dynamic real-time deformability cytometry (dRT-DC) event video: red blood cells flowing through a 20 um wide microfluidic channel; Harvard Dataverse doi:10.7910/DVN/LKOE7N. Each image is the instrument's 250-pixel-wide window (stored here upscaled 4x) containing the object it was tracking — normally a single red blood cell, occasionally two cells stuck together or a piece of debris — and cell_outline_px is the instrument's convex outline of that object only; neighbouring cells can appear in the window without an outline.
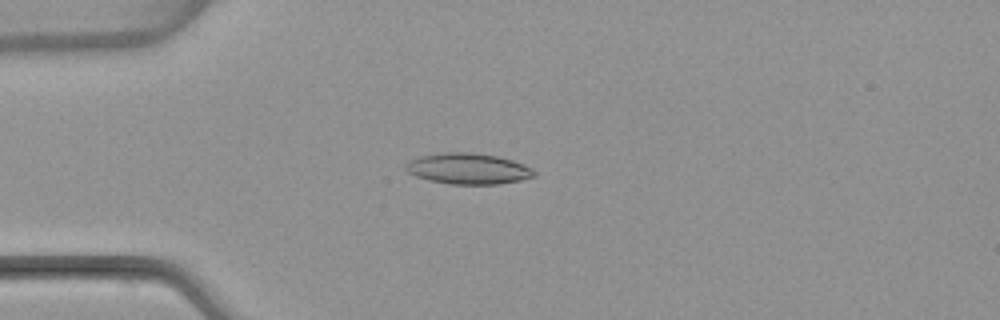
{"species": "common noctule bat (a hibernating species)", "species_latin": "Nyctalus noctula", "temperature_condition": "warm", "stored_images_in_passage": 5, "camera_frame_rate_fps": 3000, "um_per_image_px": 0.085, "animal": {"sex": "female", "body_mass_g": 22.7, "forearm_length_mm": 54.2}, "frame": {"image": 1, "passage_image": 4, "time_ms": 3.667, "image_size_px": [1000, 320], "cell_outline_px": [[536, 176], [520, 180], [500, 184], [448, 184], [428, 180], [416, 176], [408, 172], [404, 168], [404, 164], [408, 160], [420, 156], [444, 152], [472, 152], [496, 156], [512, 160], [524, 164], [532, 168], [536, 172]], "centroid_in_image_um": [39.77, 14.34], "position_along_channel_um": 45.2, "area_um2": 23.35}}
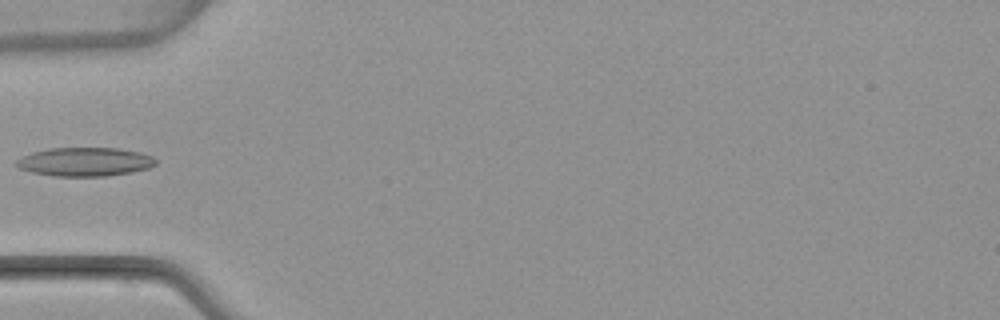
{"frame": {"image": 2, "passage_image": 5, "time_ms": 5.0, "image_size_px": [1000, 320], "cell_outline_px": [[156, 164], [148, 168], [132, 172], [108, 176], [52, 176], [32, 172], [20, 168], [16, 164], [16, 160], [20, 156], [32, 152], [48, 148], [120, 148], [140, 152], [152, 156], [156, 160]], "centroid_in_image_um": [7.21, 13.75], "position_along_channel_um": 77.8, "area_um2": 23.47}}